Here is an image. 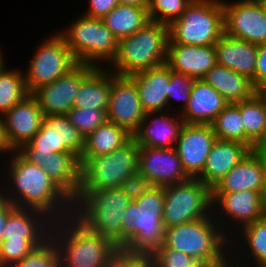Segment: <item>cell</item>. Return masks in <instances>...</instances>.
<instances>
[{
	"instance_id": "17",
	"label": "cell",
	"mask_w": 266,
	"mask_h": 267,
	"mask_svg": "<svg viewBox=\"0 0 266 267\" xmlns=\"http://www.w3.org/2000/svg\"><path fill=\"white\" fill-rule=\"evenodd\" d=\"M216 139L211 125L184 123L174 148L190 178L202 172Z\"/></svg>"
},
{
	"instance_id": "37",
	"label": "cell",
	"mask_w": 266,
	"mask_h": 267,
	"mask_svg": "<svg viewBox=\"0 0 266 267\" xmlns=\"http://www.w3.org/2000/svg\"><path fill=\"white\" fill-rule=\"evenodd\" d=\"M193 0H149L150 21L170 25L178 19Z\"/></svg>"
},
{
	"instance_id": "44",
	"label": "cell",
	"mask_w": 266,
	"mask_h": 267,
	"mask_svg": "<svg viewBox=\"0 0 266 267\" xmlns=\"http://www.w3.org/2000/svg\"><path fill=\"white\" fill-rule=\"evenodd\" d=\"M153 187L152 183L139 173H136L131 177H127L120 184V188L130 198V200H135L141 197Z\"/></svg>"
},
{
	"instance_id": "23",
	"label": "cell",
	"mask_w": 266,
	"mask_h": 267,
	"mask_svg": "<svg viewBox=\"0 0 266 267\" xmlns=\"http://www.w3.org/2000/svg\"><path fill=\"white\" fill-rule=\"evenodd\" d=\"M228 102L203 79H195L190 99L181 116L186 124L211 125Z\"/></svg>"
},
{
	"instance_id": "21",
	"label": "cell",
	"mask_w": 266,
	"mask_h": 267,
	"mask_svg": "<svg viewBox=\"0 0 266 267\" xmlns=\"http://www.w3.org/2000/svg\"><path fill=\"white\" fill-rule=\"evenodd\" d=\"M250 151L244 143L216 139L202 172L196 178L213 189Z\"/></svg>"
},
{
	"instance_id": "18",
	"label": "cell",
	"mask_w": 266,
	"mask_h": 267,
	"mask_svg": "<svg viewBox=\"0 0 266 267\" xmlns=\"http://www.w3.org/2000/svg\"><path fill=\"white\" fill-rule=\"evenodd\" d=\"M1 117L7 144L13 151L20 149L39 131L44 113L36 99L28 94Z\"/></svg>"
},
{
	"instance_id": "26",
	"label": "cell",
	"mask_w": 266,
	"mask_h": 267,
	"mask_svg": "<svg viewBox=\"0 0 266 267\" xmlns=\"http://www.w3.org/2000/svg\"><path fill=\"white\" fill-rule=\"evenodd\" d=\"M265 160L251 151L231 169L212 192L264 191Z\"/></svg>"
},
{
	"instance_id": "12",
	"label": "cell",
	"mask_w": 266,
	"mask_h": 267,
	"mask_svg": "<svg viewBox=\"0 0 266 267\" xmlns=\"http://www.w3.org/2000/svg\"><path fill=\"white\" fill-rule=\"evenodd\" d=\"M30 61L29 69L24 73L29 94L52 83L78 64L59 32L44 39Z\"/></svg>"
},
{
	"instance_id": "5",
	"label": "cell",
	"mask_w": 266,
	"mask_h": 267,
	"mask_svg": "<svg viewBox=\"0 0 266 267\" xmlns=\"http://www.w3.org/2000/svg\"><path fill=\"white\" fill-rule=\"evenodd\" d=\"M164 189L154 186L131 200L122 221V248L131 252H153L164 242L162 222Z\"/></svg>"
},
{
	"instance_id": "49",
	"label": "cell",
	"mask_w": 266,
	"mask_h": 267,
	"mask_svg": "<svg viewBox=\"0 0 266 267\" xmlns=\"http://www.w3.org/2000/svg\"><path fill=\"white\" fill-rule=\"evenodd\" d=\"M10 153L12 152V150L10 149V147L7 144L5 135H4V128H3V121H2V117H0V154L1 153Z\"/></svg>"
},
{
	"instance_id": "50",
	"label": "cell",
	"mask_w": 266,
	"mask_h": 267,
	"mask_svg": "<svg viewBox=\"0 0 266 267\" xmlns=\"http://www.w3.org/2000/svg\"><path fill=\"white\" fill-rule=\"evenodd\" d=\"M119 4L132 6H148L149 0H118Z\"/></svg>"
},
{
	"instance_id": "47",
	"label": "cell",
	"mask_w": 266,
	"mask_h": 267,
	"mask_svg": "<svg viewBox=\"0 0 266 267\" xmlns=\"http://www.w3.org/2000/svg\"><path fill=\"white\" fill-rule=\"evenodd\" d=\"M15 208V205L0 196V244L3 241L4 225L9 213Z\"/></svg>"
},
{
	"instance_id": "13",
	"label": "cell",
	"mask_w": 266,
	"mask_h": 267,
	"mask_svg": "<svg viewBox=\"0 0 266 267\" xmlns=\"http://www.w3.org/2000/svg\"><path fill=\"white\" fill-rule=\"evenodd\" d=\"M224 10V34L254 44L266 42V9L261 0L227 3Z\"/></svg>"
},
{
	"instance_id": "1",
	"label": "cell",
	"mask_w": 266,
	"mask_h": 267,
	"mask_svg": "<svg viewBox=\"0 0 266 267\" xmlns=\"http://www.w3.org/2000/svg\"><path fill=\"white\" fill-rule=\"evenodd\" d=\"M14 153L15 156L12 155ZM11 156L7 173L10 182H13L11 193L7 189L6 194L0 192V196L13 203L16 208L41 211L51 218L52 222L70 217L73 200L48 177L45 171L27 160L18 150H13Z\"/></svg>"
},
{
	"instance_id": "40",
	"label": "cell",
	"mask_w": 266,
	"mask_h": 267,
	"mask_svg": "<svg viewBox=\"0 0 266 267\" xmlns=\"http://www.w3.org/2000/svg\"><path fill=\"white\" fill-rule=\"evenodd\" d=\"M46 240H3L0 244V267H12Z\"/></svg>"
},
{
	"instance_id": "45",
	"label": "cell",
	"mask_w": 266,
	"mask_h": 267,
	"mask_svg": "<svg viewBox=\"0 0 266 267\" xmlns=\"http://www.w3.org/2000/svg\"><path fill=\"white\" fill-rule=\"evenodd\" d=\"M89 3V10L85 15L97 19H102L119 4L118 0H90Z\"/></svg>"
},
{
	"instance_id": "11",
	"label": "cell",
	"mask_w": 266,
	"mask_h": 267,
	"mask_svg": "<svg viewBox=\"0 0 266 267\" xmlns=\"http://www.w3.org/2000/svg\"><path fill=\"white\" fill-rule=\"evenodd\" d=\"M163 189L164 210L162 222L164 228L205 218L209 214H216L213 211L212 188L197 178L167 185Z\"/></svg>"
},
{
	"instance_id": "9",
	"label": "cell",
	"mask_w": 266,
	"mask_h": 267,
	"mask_svg": "<svg viewBox=\"0 0 266 267\" xmlns=\"http://www.w3.org/2000/svg\"><path fill=\"white\" fill-rule=\"evenodd\" d=\"M70 26L59 34L78 63L99 67L106 59L111 64L118 51V40L102 19L81 15Z\"/></svg>"
},
{
	"instance_id": "53",
	"label": "cell",
	"mask_w": 266,
	"mask_h": 267,
	"mask_svg": "<svg viewBox=\"0 0 266 267\" xmlns=\"http://www.w3.org/2000/svg\"><path fill=\"white\" fill-rule=\"evenodd\" d=\"M263 196L266 201V160H265V180H264V191H263Z\"/></svg>"
},
{
	"instance_id": "30",
	"label": "cell",
	"mask_w": 266,
	"mask_h": 267,
	"mask_svg": "<svg viewBox=\"0 0 266 267\" xmlns=\"http://www.w3.org/2000/svg\"><path fill=\"white\" fill-rule=\"evenodd\" d=\"M44 171L72 200L80 186L79 157L70 152H52Z\"/></svg>"
},
{
	"instance_id": "34",
	"label": "cell",
	"mask_w": 266,
	"mask_h": 267,
	"mask_svg": "<svg viewBox=\"0 0 266 267\" xmlns=\"http://www.w3.org/2000/svg\"><path fill=\"white\" fill-rule=\"evenodd\" d=\"M24 73L5 66L0 70V116L23 100L27 95Z\"/></svg>"
},
{
	"instance_id": "22",
	"label": "cell",
	"mask_w": 266,
	"mask_h": 267,
	"mask_svg": "<svg viewBox=\"0 0 266 267\" xmlns=\"http://www.w3.org/2000/svg\"><path fill=\"white\" fill-rule=\"evenodd\" d=\"M147 112L139 128L132 134L138 146L152 148H174L184 121L181 117L167 116L159 112ZM157 117H155V115ZM154 115V116H153ZM151 117V118H150ZM155 118V119H154ZM151 122H148V121Z\"/></svg>"
},
{
	"instance_id": "3",
	"label": "cell",
	"mask_w": 266,
	"mask_h": 267,
	"mask_svg": "<svg viewBox=\"0 0 266 267\" xmlns=\"http://www.w3.org/2000/svg\"><path fill=\"white\" fill-rule=\"evenodd\" d=\"M53 223L50 238L59 252L60 267L110 266L118 247L109 239L88 231L72 216Z\"/></svg>"
},
{
	"instance_id": "25",
	"label": "cell",
	"mask_w": 266,
	"mask_h": 267,
	"mask_svg": "<svg viewBox=\"0 0 266 267\" xmlns=\"http://www.w3.org/2000/svg\"><path fill=\"white\" fill-rule=\"evenodd\" d=\"M129 77L135 82L139 99L146 113L159 114L165 110L170 81V68L166 64L139 71Z\"/></svg>"
},
{
	"instance_id": "39",
	"label": "cell",
	"mask_w": 266,
	"mask_h": 267,
	"mask_svg": "<svg viewBox=\"0 0 266 267\" xmlns=\"http://www.w3.org/2000/svg\"><path fill=\"white\" fill-rule=\"evenodd\" d=\"M12 267H60L56 244L49 238Z\"/></svg>"
},
{
	"instance_id": "19",
	"label": "cell",
	"mask_w": 266,
	"mask_h": 267,
	"mask_svg": "<svg viewBox=\"0 0 266 267\" xmlns=\"http://www.w3.org/2000/svg\"><path fill=\"white\" fill-rule=\"evenodd\" d=\"M212 204L214 210L217 207L221 210L219 219L223 215L234 219L233 222L239 223L236 225L240 226L239 230L266 214L263 191L213 192Z\"/></svg>"
},
{
	"instance_id": "7",
	"label": "cell",
	"mask_w": 266,
	"mask_h": 267,
	"mask_svg": "<svg viewBox=\"0 0 266 267\" xmlns=\"http://www.w3.org/2000/svg\"><path fill=\"white\" fill-rule=\"evenodd\" d=\"M224 34L221 0H193L169 25L168 44L210 46Z\"/></svg>"
},
{
	"instance_id": "4",
	"label": "cell",
	"mask_w": 266,
	"mask_h": 267,
	"mask_svg": "<svg viewBox=\"0 0 266 267\" xmlns=\"http://www.w3.org/2000/svg\"><path fill=\"white\" fill-rule=\"evenodd\" d=\"M130 201L120 187L78 193L71 216L88 231L122 248V221Z\"/></svg>"
},
{
	"instance_id": "2",
	"label": "cell",
	"mask_w": 266,
	"mask_h": 267,
	"mask_svg": "<svg viewBox=\"0 0 266 267\" xmlns=\"http://www.w3.org/2000/svg\"><path fill=\"white\" fill-rule=\"evenodd\" d=\"M212 215L165 228L164 242L157 249L181 251L195 258L203 266H214L226 261L227 257L232 254L228 250H231L230 243L233 242H231V238L230 241L227 238L229 235L227 229L222 228L226 225L219 222V219H215L217 215L214 218ZM228 247L230 248L228 249Z\"/></svg>"
},
{
	"instance_id": "15",
	"label": "cell",
	"mask_w": 266,
	"mask_h": 267,
	"mask_svg": "<svg viewBox=\"0 0 266 267\" xmlns=\"http://www.w3.org/2000/svg\"><path fill=\"white\" fill-rule=\"evenodd\" d=\"M145 114L135 82L129 76H120L112 72L106 110L107 121L126 128L133 134L144 120Z\"/></svg>"
},
{
	"instance_id": "6",
	"label": "cell",
	"mask_w": 266,
	"mask_h": 267,
	"mask_svg": "<svg viewBox=\"0 0 266 267\" xmlns=\"http://www.w3.org/2000/svg\"><path fill=\"white\" fill-rule=\"evenodd\" d=\"M169 26L150 21L134 34L118 40V51L112 60L116 75L130 76L166 63Z\"/></svg>"
},
{
	"instance_id": "38",
	"label": "cell",
	"mask_w": 266,
	"mask_h": 267,
	"mask_svg": "<svg viewBox=\"0 0 266 267\" xmlns=\"http://www.w3.org/2000/svg\"><path fill=\"white\" fill-rule=\"evenodd\" d=\"M66 116L83 138L107 121L106 110L72 107Z\"/></svg>"
},
{
	"instance_id": "27",
	"label": "cell",
	"mask_w": 266,
	"mask_h": 267,
	"mask_svg": "<svg viewBox=\"0 0 266 267\" xmlns=\"http://www.w3.org/2000/svg\"><path fill=\"white\" fill-rule=\"evenodd\" d=\"M52 223L41 211L15 207L4 225L3 240H48Z\"/></svg>"
},
{
	"instance_id": "55",
	"label": "cell",
	"mask_w": 266,
	"mask_h": 267,
	"mask_svg": "<svg viewBox=\"0 0 266 267\" xmlns=\"http://www.w3.org/2000/svg\"><path fill=\"white\" fill-rule=\"evenodd\" d=\"M262 1V3L264 4V7H265V9H266V0H261Z\"/></svg>"
},
{
	"instance_id": "54",
	"label": "cell",
	"mask_w": 266,
	"mask_h": 267,
	"mask_svg": "<svg viewBox=\"0 0 266 267\" xmlns=\"http://www.w3.org/2000/svg\"><path fill=\"white\" fill-rule=\"evenodd\" d=\"M4 65H5L4 57H3L2 53L0 52V70L4 67Z\"/></svg>"
},
{
	"instance_id": "24",
	"label": "cell",
	"mask_w": 266,
	"mask_h": 267,
	"mask_svg": "<svg viewBox=\"0 0 266 267\" xmlns=\"http://www.w3.org/2000/svg\"><path fill=\"white\" fill-rule=\"evenodd\" d=\"M214 47L217 64L249 77L255 87L257 44L223 34Z\"/></svg>"
},
{
	"instance_id": "52",
	"label": "cell",
	"mask_w": 266,
	"mask_h": 267,
	"mask_svg": "<svg viewBox=\"0 0 266 267\" xmlns=\"http://www.w3.org/2000/svg\"><path fill=\"white\" fill-rule=\"evenodd\" d=\"M229 259V260H228ZM226 261L220 263V264H217V265H214V266H203V267H233L234 265H231L234 261L231 260V258L229 257ZM232 261V263H231ZM230 265V266H229Z\"/></svg>"
},
{
	"instance_id": "42",
	"label": "cell",
	"mask_w": 266,
	"mask_h": 267,
	"mask_svg": "<svg viewBox=\"0 0 266 267\" xmlns=\"http://www.w3.org/2000/svg\"><path fill=\"white\" fill-rule=\"evenodd\" d=\"M152 254L156 267H203L192 256L175 249H155Z\"/></svg>"
},
{
	"instance_id": "36",
	"label": "cell",
	"mask_w": 266,
	"mask_h": 267,
	"mask_svg": "<svg viewBox=\"0 0 266 267\" xmlns=\"http://www.w3.org/2000/svg\"><path fill=\"white\" fill-rule=\"evenodd\" d=\"M242 239L247 245L249 253L257 267H266V214L255 222L248 224L241 229Z\"/></svg>"
},
{
	"instance_id": "33",
	"label": "cell",
	"mask_w": 266,
	"mask_h": 267,
	"mask_svg": "<svg viewBox=\"0 0 266 267\" xmlns=\"http://www.w3.org/2000/svg\"><path fill=\"white\" fill-rule=\"evenodd\" d=\"M235 104L240 110L245 128V144L251 149L254 142L266 130V104L257 94Z\"/></svg>"
},
{
	"instance_id": "8",
	"label": "cell",
	"mask_w": 266,
	"mask_h": 267,
	"mask_svg": "<svg viewBox=\"0 0 266 267\" xmlns=\"http://www.w3.org/2000/svg\"><path fill=\"white\" fill-rule=\"evenodd\" d=\"M139 146L132 139L110 153L80 161L78 193L118 188L123 180L138 173Z\"/></svg>"
},
{
	"instance_id": "29",
	"label": "cell",
	"mask_w": 266,
	"mask_h": 267,
	"mask_svg": "<svg viewBox=\"0 0 266 267\" xmlns=\"http://www.w3.org/2000/svg\"><path fill=\"white\" fill-rule=\"evenodd\" d=\"M96 67L81 83L73 107L107 110L112 72Z\"/></svg>"
},
{
	"instance_id": "28",
	"label": "cell",
	"mask_w": 266,
	"mask_h": 267,
	"mask_svg": "<svg viewBox=\"0 0 266 267\" xmlns=\"http://www.w3.org/2000/svg\"><path fill=\"white\" fill-rule=\"evenodd\" d=\"M202 79L216 89L228 103L241 102L256 94V88L249 77L217 63Z\"/></svg>"
},
{
	"instance_id": "51",
	"label": "cell",
	"mask_w": 266,
	"mask_h": 267,
	"mask_svg": "<svg viewBox=\"0 0 266 267\" xmlns=\"http://www.w3.org/2000/svg\"><path fill=\"white\" fill-rule=\"evenodd\" d=\"M256 94L263 100L266 104V81L262 83L257 89Z\"/></svg>"
},
{
	"instance_id": "14",
	"label": "cell",
	"mask_w": 266,
	"mask_h": 267,
	"mask_svg": "<svg viewBox=\"0 0 266 267\" xmlns=\"http://www.w3.org/2000/svg\"><path fill=\"white\" fill-rule=\"evenodd\" d=\"M96 68L78 63L68 73L50 84L40 86L31 95L36 99L44 116L67 115L82 81Z\"/></svg>"
},
{
	"instance_id": "32",
	"label": "cell",
	"mask_w": 266,
	"mask_h": 267,
	"mask_svg": "<svg viewBox=\"0 0 266 267\" xmlns=\"http://www.w3.org/2000/svg\"><path fill=\"white\" fill-rule=\"evenodd\" d=\"M147 7L118 4L102 18V21L117 40H120L134 34L150 22Z\"/></svg>"
},
{
	"instance_id": "43",
	"label": "cell",
	"mask_w": 266,
	"mask_h": 267,
	"mask_svg": "<svg viewBox=\"0 0 266 267\" xmlns=\"http://www.w3.org/2000/svg\"><path fill=\"white\" fill-rule=\"evenodd\" d=\"M109 267H156V265L151 252H131L118 248Z\"/></svg>"
},
{
	"instance_id": "48",
	"label": "cell",
	"mask_w": 266,
	"mask_h": 267,
	"mask_svg": "<svg viewBox=\"0 0 266 267\" xmlns=\"http://www.w3.org/2000/svg\"><path fill=\"white\" fill-rule=\"evenodd\" d=\"M251 152L266 160V130L261 134V136L254 142L251 147Z\"/></svg>"
},
{
	"instance_id": "20",
	"label": "cell",
	"mask_w": 266,
	"mask_h": 267,
	"mask_svg": "<svg viewBox=\"0 0 266 267\" xmlns=\"http://www.w3.org/2000/svg\"><path fill=\"white\" fill-rule=\"evenodd\" d=\"M217 63L214 45L195 46L168 44L166 65L195 79H202Z\"/></svg>"
},
{
	"instance_id": "46",
	"label": "cell",
	"mask_w": 266,
	"mask_h": 267,
	"mask_svg": "<svg viewBox=\"0 0 266 267\" xmlns=\"http://www.w3.org/2000/svg\"><path fill=\"white\" fill-rule=\"evenodd\" d=\"M266 81V42L258 44V55L255 68V88Z\"/></svg>"
},
{
	"instance_id": "10",
	"label": "cell",
	"mask_w": 266,
	"mask_h": 267,
	"mask_svg": "<svg viewBox=\"0 0 266 267\" xmlns=\"http://www.w3.org/2000/svg\"><path fill=\"white\" fill-rule=\"evenodd\" d=\"M18 151L44 169L52 152H70L80 158L84 138L66 115L44 116L39 131Z\"/></svg>"
},
{
	"instance_id": "31",
	"label": "cell",
	"mask_w": 266,
	"mask_h": 267,
	"mask_svg": "<svg viewBox=\"0 0 266 267\" xmlns=\"http://www.w3.org/2000/svg\"><path fill=\"white\" fill-rule=\"evenodd\" d=\"M133 139L126 129L106 121L84 138V151L79 159H90L118 150Z\"/></svg>"
},
{
	"instance_id": "16",
	"label": "cell",
	"mask_w": 266,
	"mask_h": 267,
	"mask_svg": "<svg viewBox=\"0 0 266 267\" xmlns=\"http://www.w3.org/2000/svg\"><path fill=\"white\" fill-rule=\"evenodd\" d=\"M138 162V173L156 187L182 183L190 179L175 148L139 146Z\"/></svg>"
},
{
	"instance_id": "35",
	"label": "cell",
	"mask_w": 266,
	"mask_h": 267,
	"mask_svg": "<svg viewBox=\"0 0 266 267\" xmlns=\"http://www.w3.org/2000/svg\"><path fill=\"white\" fill-rule=\"evenodd\" d=\"M219 140L237 141L245 144V128L235 103H228L211 124Z\"/></svg>"
},
{
	"instance_id": "41",
	"label": "cell",
	"mask_w": 266,
	"mask_h": 267,
	"mask_svg": "<svg viewBox=\"0 0 266 267\" xmlns=\"http://www.w3.org/2000/svg\"><path fill=\"white\" fill-rule=\"evenodd\" d=\"M194 82L195 78L170 69V81L168 84V94L166 95L168 105L173 100V98L179 101L182 100V107L184 110L190 99V94Z\"/></svg>"
}]
</instances>
